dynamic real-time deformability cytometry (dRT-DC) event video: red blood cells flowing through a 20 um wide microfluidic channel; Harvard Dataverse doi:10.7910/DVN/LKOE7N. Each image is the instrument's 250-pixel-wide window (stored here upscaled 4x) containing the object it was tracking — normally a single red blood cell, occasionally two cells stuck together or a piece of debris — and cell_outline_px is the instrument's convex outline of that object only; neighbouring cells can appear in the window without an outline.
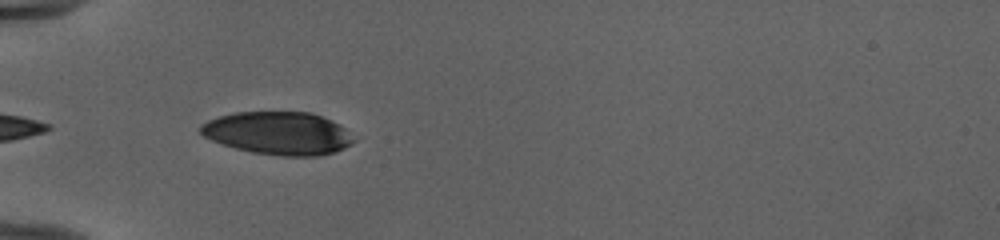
{"species": "human", "species_latin": "Homo sapiens", "temperature_condition": "cold", "stored_images_in_passage": 8, "camera_frame_rate_fps": 3000, "um_per_image_px": 0.085, "donor": {"sex": "female"}, "frame": {"image": 1, "passage_image": 2, "time_ms": 0.333, "image_size_px": [1000, 240], "cell_outline_px": [[356, 140], [352, 144], [336, 152], [320, 156], [280, 156], [252, 152], [236, 148], [212, 140], [204, 136], [200, 132], [200, 124], [208, 120], [220, 116], [236, 112], [312, 112], [332, 120], [340, 124]], "centroid_in_image_um": [23.69, 11.32], "position_along_channel_um": 61.3, "area_um2": 38.38}}
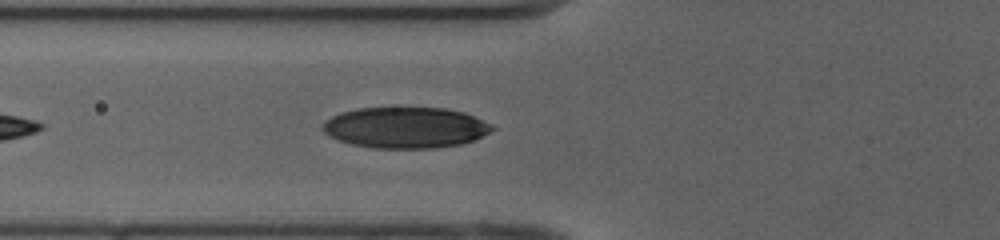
{"frame": {"image": 2, "passage_image": 5, "time_ms": 1.333, "image_size_px": [1000, 240], "cell_outline_px": [[496, 128], [472, 140], [460, 144], [436, 148], [372, 148], [352, 144], [328, 136], [320, 128], [324, 120], [340, 112], [356, 108], [444, 108], [464, 112], [492, 124]], "centroid_in_image_um": [34.42, 10.84], "position_along_channel_um": 91.4, "area_um2": 40.52}}